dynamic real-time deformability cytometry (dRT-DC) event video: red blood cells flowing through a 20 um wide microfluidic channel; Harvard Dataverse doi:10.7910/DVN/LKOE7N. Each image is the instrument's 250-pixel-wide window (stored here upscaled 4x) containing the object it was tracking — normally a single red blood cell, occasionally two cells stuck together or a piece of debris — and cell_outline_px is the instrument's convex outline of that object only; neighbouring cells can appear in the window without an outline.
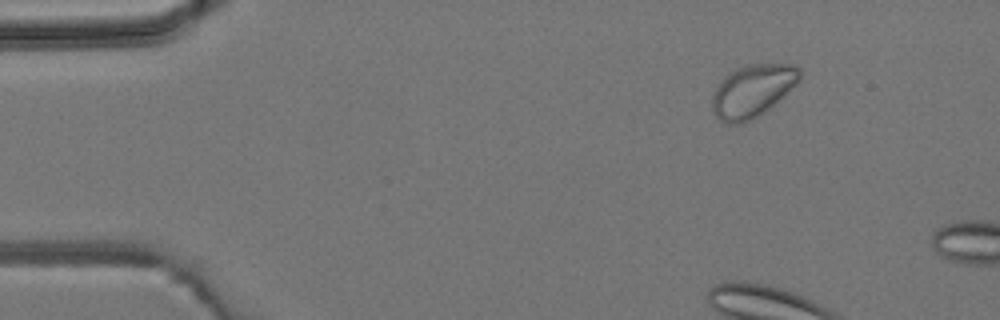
{"species": "common noctule bat (a hibernating species)", "species_latin": "Nyctalus noctula", "temperature_condition": "room temperature", "stored_images_in_passage": 3, "camera_frame_rate_fps": 3000, "um_per_image_px": 0.085, "animal": {"sex": "male", "body_mass_g": 19.2, "forearm_length_mm": 51.8}, "frame": {"image": 1, "passage_image": 2, "time_ms": 1.333, "image_size_px": [1000, 320], "cell_outline_px": [[800, 80], [764, 112], [752, 120], [740, 124], [724, 124], [716, 116], [712, 108], [712, 96], [720, 80], [728, 72], [744, 64], [792, 64], [800, 68]], "centroid_in_image_um": [63.92, 7.72], "position_along_channel_um": 21.1, "area_um2": 26.76}}